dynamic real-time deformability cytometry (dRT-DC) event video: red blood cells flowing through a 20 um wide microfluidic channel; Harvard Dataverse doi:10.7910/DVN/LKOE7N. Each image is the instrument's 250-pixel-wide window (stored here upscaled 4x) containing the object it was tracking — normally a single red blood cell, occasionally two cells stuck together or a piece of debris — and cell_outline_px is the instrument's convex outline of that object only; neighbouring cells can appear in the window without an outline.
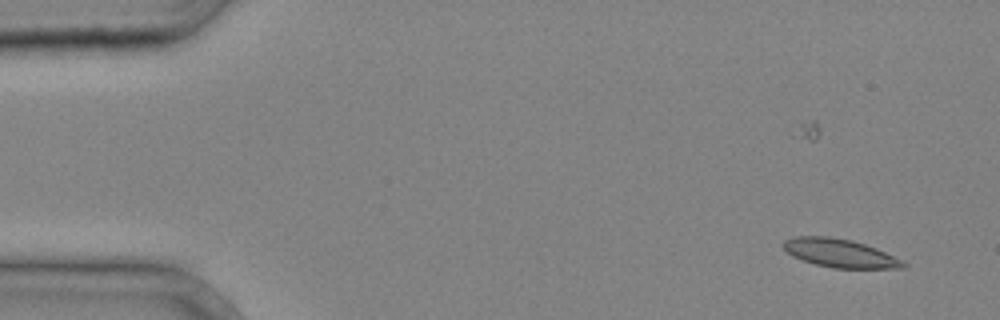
{"species": "common noctule bat (a hibernating species)", "species_latin": "Nyctalus noctula", "temperature_condition": "cold", "stored_images_in_passage": 5, "segment_of_instrument_passage": [1, 2], "camera_frame_rate_fps": 3000, "um_per_image_px": 0.085, "animal": {"sex": "male", "body_mass_g": 20.4}, "frame": {"image": 1, "passage_image": 2, "time_ms": 0.333, "image_size_px": [1000, 320], "cell_outline_px": [[908, 264], [904, 268], [832, 268], [816, 264], [792, 256], [784, 248], [784, 240], [792, 236], [828, 236], [852, 240], [876, 248], [904, 260]], "centroid_in_image_um": [71.42, 21.51], "position_along_channel_um": 13.6, "area_um2": 19.83}}